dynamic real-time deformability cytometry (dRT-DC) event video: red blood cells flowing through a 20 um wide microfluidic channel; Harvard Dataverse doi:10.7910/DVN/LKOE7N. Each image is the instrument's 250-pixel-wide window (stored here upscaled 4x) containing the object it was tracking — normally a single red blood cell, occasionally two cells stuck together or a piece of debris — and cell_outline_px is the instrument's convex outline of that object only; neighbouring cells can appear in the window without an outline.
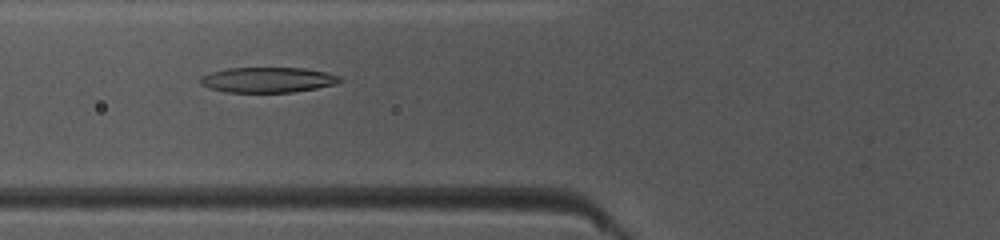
{"species": "common noctule bat (a hibernating species)", "species_latin": "Nyctalus noctula", "temperature_condition": "warm", "stored_images_in_passage": 42, "camera_frame_rate_fps": 3000, "um_per_image_px": 0.085, "animal": {"sex": "female", "body_mass_g": 10.0, "forearm_length_mm": 53.1}, "frame": {"image": 1, "passage_image": 12, "time_ms": 3.667, "image_size_px": [1000, 240], "cell_outline_px": [[344, 80], [340, 84], [292, 92], [224, 92], [208, 88], [200, 84], [200, 76], [212, 72], [228, 68], [304, 68], [324, 72], [340, 76]], "centroid_in_image_um": [22.78, 6.79], "position_along_channel_um": 103.0, "area_um2": 20.69}}
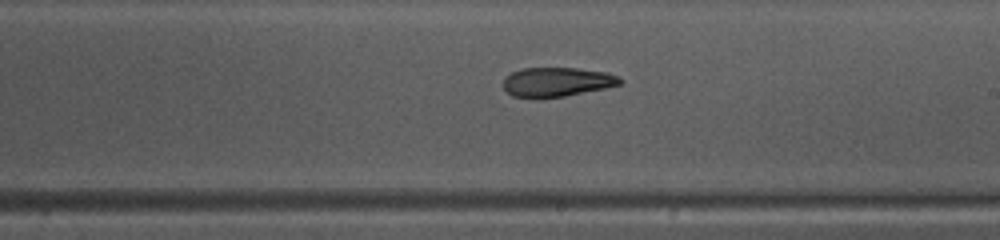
{"frame": {"image": 2, "passage_image": 22, "time_ms": 7.0, "image_size_px": [1000, 240], "cell_outline_px": [[624, 80], [620, 84], [604, 88], [564, 96], [540, 100], [512, 96], [504, 88], [504, 76], [520, 68], [576, 68], [608, 72], [620, 76]], "centroid_in_image_um": [47.32, 6.98], "position_along_channel_um": 241.7, "area_um2": 20.35}}
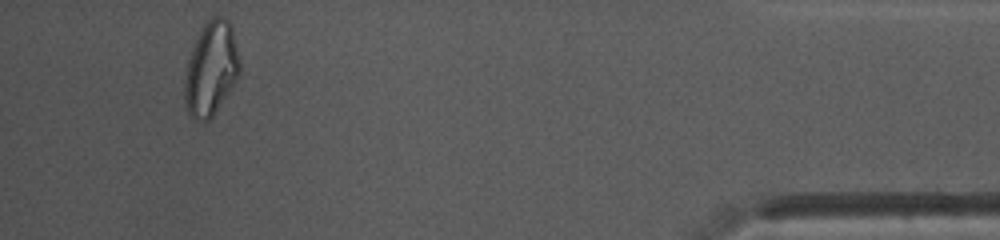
{"frame": {"image": 3, "passage_image": 39, "time_ms": 12.667, "image_size_px": [1000, 240], "cell_outline_px": [[240, 76], [212, 116], [208, 120], [192, 120], [188, 116], [184, 104], [184, 80], [188, 60], [196, 40], [204, 24], [212, 16], [224, 16], [228, 20], [232, 28], [240, 60]], "centroid_in_image_um": [17.94, 5.87], "position_along_channel_um": 417.3, "area_um2": 30.23}, "authors_computed_cell_mechanics": {"area_um2": 21.7617, "velocity_mm_per_s": 4.1348, "shape_relaxation_time_tau1_ms": null, "shape_relaxation_time_tau2_ms": 2.9315, "deformation_change_tau1": null, "deformation_change_tau2": 0.1178}}